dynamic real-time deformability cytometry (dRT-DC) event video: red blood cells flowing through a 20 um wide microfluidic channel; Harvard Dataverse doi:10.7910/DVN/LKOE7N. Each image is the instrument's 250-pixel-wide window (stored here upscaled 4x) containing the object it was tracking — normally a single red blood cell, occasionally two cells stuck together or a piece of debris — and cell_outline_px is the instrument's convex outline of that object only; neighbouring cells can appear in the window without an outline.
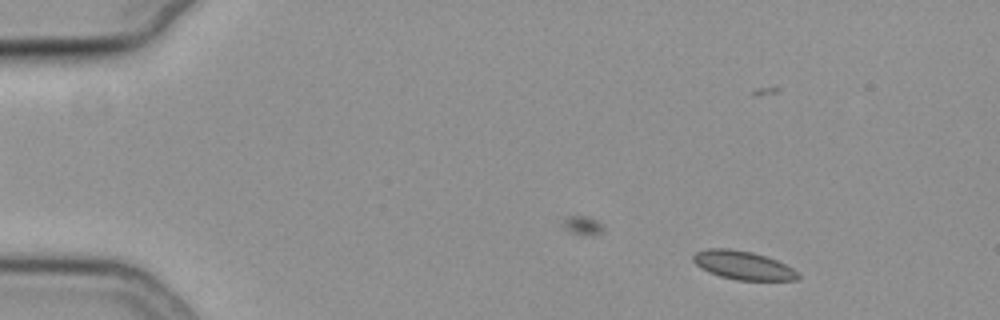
{"species": "common noctule bat (a hibernating species)", "species_latin": "Nyctalus noctula", "temperature_condition": "cold", "stored_images_in_passage": 29, "camera_frame_rate_fps": 3000, "um_per_image_px": 0.085, "animal": {"sex": "female", "body_mass_g": 19.3, "forearm_length_mm": 54.1}, "frame": {"image": 1, "passage_image": 5, "time_ms": 1.333, "image_size_px": [1000, 320], "cell_outline_px": [[800, 276], [796, 280], [736, 280], [720, 276], [708, 272], [700, 268], [692, 260], [692, 256], [696, 252], [708, 248], [728, 248], [752, 252], [776, 260], [792, 268]], "centroid_in_image_um": [63.11, 22.55], "position_along_channel_um": 21.9, "area_um2": 17.34}}
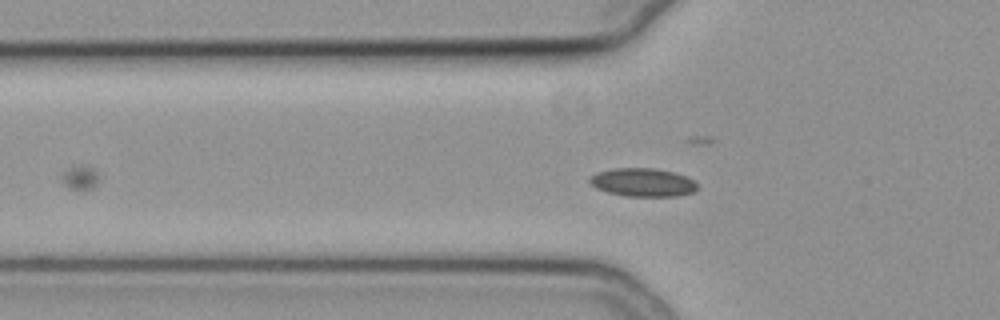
{"frame": {"image": 2, "passage_image": 17, "time_ms": 5.333, "image_size_px": [1000, 320], "cell_outline_px": [[696, 188], [692, 192], [676, 196], [628, 196], [608, 192], [596, 188], [588, 180], [596, 172], [612, 168], [656, 168], [672, 172], [684, 176], [692, 180], [696, 184]], "centroid_in_image_um": [54.59, 15.49], "position_along_channel_um": 71.2, "area_um2": 17.51}}
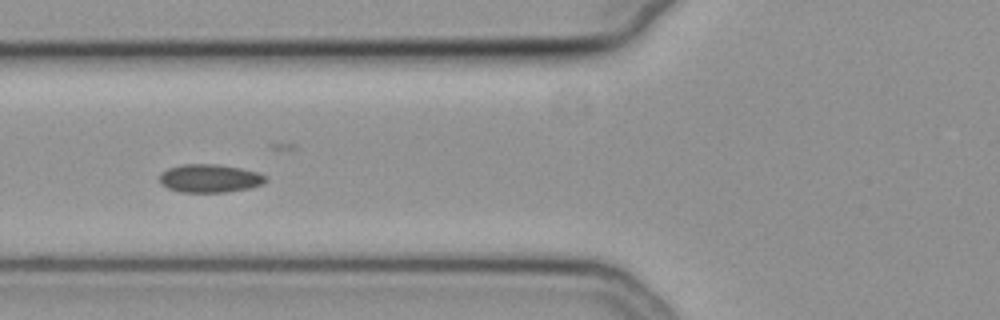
{"frame": {"image": 3, "passage_image": 20, "time_ms": 6.333, "image_size_px": [1000, 320], "cell_outline_px": [[268, 180], [264, 184], [248, 188], [224, 192], [180, 192], [168, 188], [160, 184], [160, 172], [168, 168], [180, 164], [216, 164], [240, 168], [256, 172], [268, 176]], "centroid_in_image_um": [17.82, 15.15], "position_along_channel_um": 108.0, "area_um2": 17.57}}